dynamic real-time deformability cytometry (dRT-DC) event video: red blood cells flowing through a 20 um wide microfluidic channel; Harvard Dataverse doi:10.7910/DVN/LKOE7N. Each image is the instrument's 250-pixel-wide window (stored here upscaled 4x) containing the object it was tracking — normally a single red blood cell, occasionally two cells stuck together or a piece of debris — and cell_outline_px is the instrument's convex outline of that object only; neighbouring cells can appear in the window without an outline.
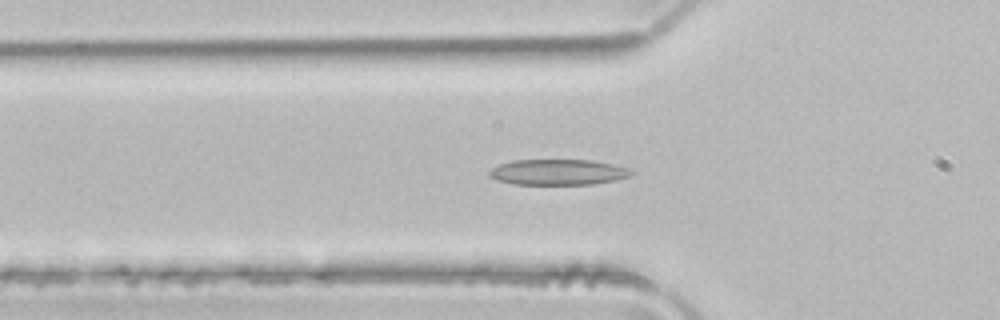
{"species": "common noctule bat (a hibernating species)", "species_latin": "Nyctalus noctula", "temperature_condition": "room temperature", "stored_images_in_passage": 47, "camera_frame_rate_fps": 3000, "um_per_image_px": 0.085, "animal": {"sex": "male", "body_mass_g": 21.5, "forearm_length_mm": 52.0}, "frame": {"image": 1, "passage_image": 17, "time_ms": 5.333, "image_size_px": [1000, 320], "cell_outline_px": [[632, 176], [616, 180], [592, 184], [512, 184], [496, 180], [488, 176], [488, 172], [492, 168], [500, 164], [512, 160], [592, 160], [612, 164], [628, 168], [632, 172]], "centroid_in_image_um": [47.41, 14.63], "position_along_channel_um": 78.4, "area_um2": 21.27}}
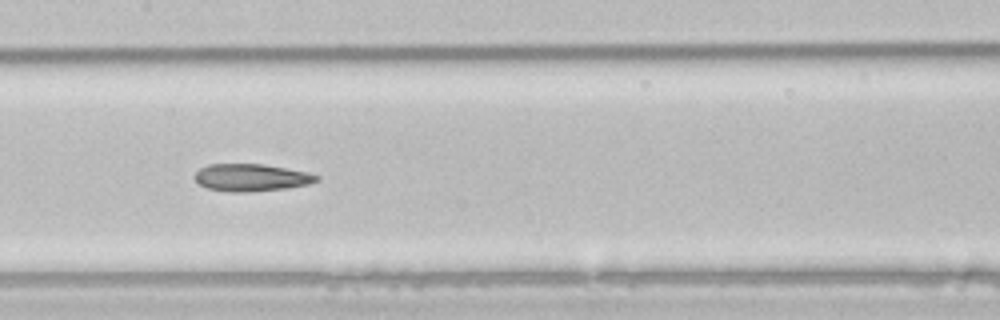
{"frame": {"image": 2, "passage_image": 25, "time_ms": 8.0, "image_size_px": [1000, 320], "cell_outline_px": [[320, 180], [308, 184], [288, 188], [248, 192], [228, 192], [208, 188], [200, 184], [196, 180], [196, 172], [200, 168], [208, 164], [264, 164], [308, 172], [320, 176]], "centroid_in_image_um": [21.39, 15.09], "position_along_channel_um": 186.0, "area_um2": 19.42}}
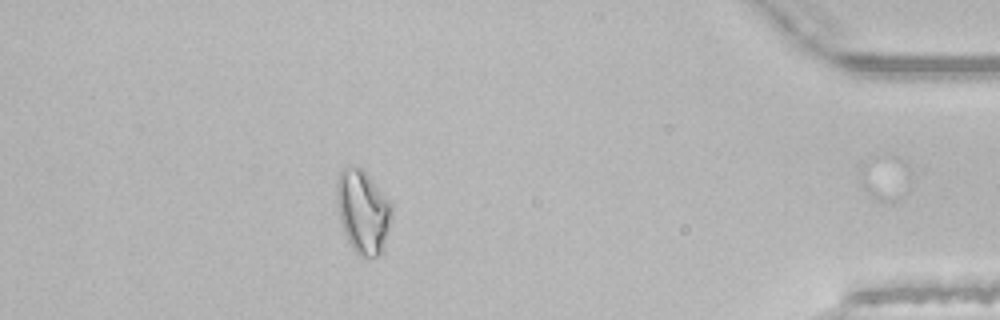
{"frame": {"image": 3, "passage_image": 45, "time_ms": 14.667, "image_size_px": [1000, 320], "cell_outline_px": [[392, 220], [384, 248], [376, 256], [368, 260], [364, 260], [352, 248], [344, 232], [340, 220], [336, 196], [336, 180], [340, 172], [348, 164], [360, 168], [368, 176], [392, 204]], "centroid_in_image_um": [30.85, 18.02], "position_along_channel_um": 404.3, "area_um2": 26.88}, "authors_computed_cell_mechanics": {"area_um2": 21.2704, "velocity_mm_per_s": 4.0038, "shape_relaxation_time_tau1_ms": null, "shape_relaxation_time_tau2_ms": 5.5627, "deformation_change_tau1": null, "deformation_change_tau2": 0.1612}}